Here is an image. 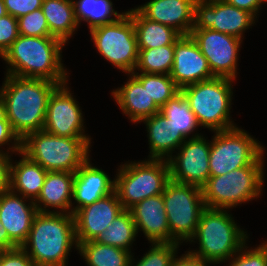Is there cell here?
Wrapping results in <instances>:
<instances>
[{"label":"cell","mask_w":267,"mask_h":266,"mask_svg":"<svg viewBox=\"0 0 267 266\" xmlns=\"http://www.w3.org/2000/svg\"><path fill=\"white\" fill-rule=\"evenodd\" d=\"M77 249L86 259L89 266H129L131 255L129 251L102 244L96 240L77 243Z\"/></svg>","instance_id":"obj_28"},{"label":"cell","mask_w":267,"mask_h":266,"mask_svg":"<svg viewBox=\"0 0 267 266\" xmlns=\"http://www.w3.org/2000/svg\"><path fill=\"white\" fill-rule=\"evenodd\" d=\"M170 180L169 164L164 159L126 164L121 167L114 190L124 209L129 210L136 203L148 197L163 194Z\"/></svg>","instance_id":"obj_8"},{"label":"cell","mask_w":267,"mask_h":266,"mask_svg":"<svg viewBox=\"0 0 267 266\" xmlns=\"http://www.w3.org/2000/svg\"><path fill=\"white\" fill-rule=\"evenodd\" d=\"M17 18L9 14L0 17V55L1 57L18 38Z\"/></svg>","instance_id":"obj_36"},{"label":"cell","mask_w":267,"mask_h":266,"mask_svg":"<svg viewBox=\"0 0 267 266\" xmlns=\"http://www.w3.org/2000/svg\"><path fill=\"white\" fill-rule=\"evenodd\" d=\"M0 266H34L22 247L0 251Z\"/></svg>","instance_id":"obj_39"},{"label":"cell","mask_w":267,"mask_h":266,"mask_svg":"<svg viewBox=\"0 0 267 266\" xmlns=\"http://www.w3.org/2000/svg\"><path fill=\"white\" fill-rule=\"evenodd\" d=\"M115 190L73 213L77 243L96 240L124 211Z\"/></svg>","instance_id":"obj_16"},{"label":"cell","mask_w":267,"mask_h":266,"mask_svg":"<svg viewBox=\"0 0 267 266\" xmlns=\"http://www.w3.org/2000/svg\"><path fill=\"white\" fill-rule=\"evenodd\" d=\"M129 210L135 222L137 233L141 229L153 244L171 243L163 194L148 197L136 203Z\"/></svg>","instance_id":"obj_20"},{"label":"cell","mask_w":267,"mask_h":266,"mask_svg":"<svg viewBox=\"0 0 267 266\" xmlns=\"http://www.w3.org/2000/svg\"><path fill=\"white\" fill-rule=\"evenodd\" d=\"M137 234L135 222L130 210L120 213L96 241L129 251L131 242Z\"/></svg>","instance_id":"obj_29"},{"label":"cell","mask_w":267,"mask_h":266,"mask_svg":"<svg viewBox=\"0 0 267 266\" xmlns=\"http://www.w3.org/2000/svg\"><path fill=\"white\" fill-rule=\"evenodd\" d=\"M24 202L10 189L0 193V222L16 247L24 245L38 213L35 202L32 201L30 206Z\"/></svg>","instance_id":"obj_18"},{"label":"cell","mask_w":267,"mask_h":266,"mask_svg":"<svg viewBox=\"0 0 267 266\" xmlns=\"http://www.w3.org/2000/svg\"><path fill=\"white\" fill-rule=\"evenodd\" d=\"M231 262L230 266H267V244L245 251Z\"/></svg>","instance_id":"obj_37"},{"label":"cell","mask_w":267,"mask_h":266,"mask_svg":"<svg viewBox=\"0 0 267 266\" xmlns=\"http://www.w3.org/2000/svg\"><path fill=\"white\" fill-rule=\"evenodd\" d=\"M174 63V45H166L151 49H138L136 68L142 73H171Z\"/></svg>","instance_id":"obj_32"},{"label":"cell","mask_w":267,"mask_h":266,"mask_svg":"<svg viewBox=\"0 0 267 266\" xmlns=\"http://www.w3.org/2000/svg\"><path fill=\"white\" fill-rule=\"evenodd\" d=\"M190 35L207 59L215 77L236 78L237 52L241 39L213 29H192Z\"/></svg>","instance_id":"obj_12"},{"label":"cell","mask_w":267,"mask_h":266,"mask_svg":"<svg viewBox=\"0 0 267 266\" xmlns=\"http://www.w3.org/2000/svg\"><path fill=\"white\" fill-rule=\"evenodd\" d=\"M7 14L15 18L41 8L43 0H3Z\"/></svg>","instance_id":"obj_38"},{"label":"cell","mask_w":267,"mask_h":266,"mask_svg":"<svg viewBox=\"0 0 267 266\" xmlns=\"http://www.w3.org/2000/svg\"><path fill=\"white\" fill-rule=\"evenodd\" d=\"M134 73L122 88L116 89L112 94L131 121L139 122L160 112V107L148 93V73Z\"/></svg>","instance_id":"obj_19"},{"label":"cell","mask_w":267,"mask_h":266,"mask_svg":"<svg viewBox=\"0 0 267 266\" xmlns=\"http://www.w3.org/2000/svg\"><path fill=\"white\" fill-rule=\"evenodd\" d=\"M180 92L170 75L148 73V93L160 108Z\"/></svg>","instance_id":"obj_33"},{"label":"cell","mask_w":267,"mask_h":266,"mask_svg":"<svg viewBox=\"0 0 267 266\" xmlns=\"http://www.w3.org/2000/svg\"><path fill=\"white\" fill-rule=\"evenodd\" d=\"M169 75L180 89L215 77L191 35H181L175 42L174 63Z\"/></svg>","instance_id":"obj_17"},{"label":"cell","mask_w":267,"mask_h":266,"mask_svg":"<svg viewBox=\"0 0 267 266\" xmlns=\"http://www.w3.org/2000/svg\"><path fill=\"white\" fill-rule=\"evenodd\" d=\"M138 49L175 45L181 34L174 28L147 19L137 8L131 10Z\"/></svg>","instance_id":"obj_25"},{"label":"cell","mask_w":267,"mask_h":266,"mask_svg":"<svg viewBox=\"0 0 267 266\" xmlns=\"http://www.w3.org/2000/svg\"><path fill=\"white\" fill-rule=\"evenodd\" d=\"M182 144L180 154L174 158L170 155L167 159L170 179L201 188L210 177V144L199 135Z\"/></svg>","instance_id":"obj_14"},{"label":"cell","mask_w":267,"mask_h":266,"mask_svg":"<svg viewBox=\"0 0 267 266\" xmlns=\"http://www.w3.org/2000/svg\"><path fill=\"white\" fill-rule=\"evenodd\" d=\"M69 213V214H68ZM38 212L22 248L34 266H65L72 244L77 245L74 217L71 212ZM31 244V253L27 245Z\"/></svg>","instance_id":"obj_3"},{"label":"cell","mask_w":267,"mask_h":266,"mask_svg":"<svg viewBox=\"0 0 267 266\" xmlns=\"http://www.w3.org/2000/svg\"><path fill=\"white\" fill-rule=\"evenodd\" d=\"M179 243H154L136 266H171ZM129 266H132V259Z\"/></svg>","instance_id":"obj_35"},{"label":"cell","mask_w":267,"mask_h":266,"mask_svg":"<svg viewBox=\"0 0 267 266\" xmlns=\"http://www.w3.org/2000/svg\"><path fill=\"white\" fill-rule=\"evenodd\" d=\"M196 0H151L137 9L152 21L170 26L181 35H190Z\"/></svg>","instance_id":"obj_21"},{"label":"cell","mask_w":267,"mask_h":266,"mask_svg":"<svg viewBox=\"0 0 267 266\" xmlns=\"http://www.w3.org/2000/svg\"><path fill=\"white\" fill-rule=\"evenodd\" d=\"M88 161L75 172L72 197L78 205L74 210L71 209L72 214L114 191L115 181H111L104 171L93 167Z\"/></svg>","instance_id":"obj_22"},{"label":"cell","mask_w":267,"mask_h":266,"mask_svg":"<svg viewBox=\"0 0 267 266\" xmlns=\"http://www.w3.org/2000/svg\"><path fill=\"white\" fill-rule=\"evenodd\" d=\"M65 84L50 95L43 130L61 137H87L83 135L82 113Z\"/></svg>","instance_id":"obj_15"},{"label":"cell","mask_w":267,"mask_h":266,"mask_svg":"<svg viewBox=\"0 0 267 266\" xmlns=\"http://www.w3.org/2000/svg\"><path fill=\"white\" fill-rule=\"evenodd\" d=\"M73 4L78 24L80 20L86 21L90 29L115 22L124 15L114 11L110 0H79L78 2L73 0ZM112 14L116 19L110 18Z\"/></svg>","instance_id":"obj_30"},{"label":"cell","mask_w":267,"mask_h":266,"mask_svg":"<svg viewBox=\"0 0 267 266\" xmlns=\"http://www.w3.org/2000/svg\"><path fill=\"white\" fill-rule=\"evenodd\" d=\"M263 148L237 127L216 131L210 143V176H221L246 166H263Z\"/></svg>","instance_id":"obj_10"},{"label":"cell","mask_w":267,"mask_h":266,"mask_svg":"<svg viewBox=\"0 0 267 266\" xmlns=\"http://www.w3.org/2000/svg\"><path fill=\"white\" fill-rule=\"evenodd\" d=\"M6 118L7 114H6L5 104L2 97L0 96V121L5 120Z\"/></svg>","instance_id":"obj_45"},{"label":"cell","mask_w":267,"mask_h":266,"mask_svg":"<svg viewBox=\"0 0 267 266\" xmlns=\"http://www.w3.org/2000/svg\"><path fill=\"white\" fill-rule=\"evenodd\" d=\"M89 146V137H61L42 130L21 141V152L48 172H76L89 159Z\"/></svg>","instance_id":"obj_4"},{"label":"cell","mask_w":267,"mask_h":266,"mask_svg":"<svg viewBox=\"0 0 267 266\" xmlns=\"http://www.w3.org/2000/svg\"><path fill=\"white\" fill-rule=\"evenodd\" d=\"M206 263L208 262L193 255L190 251L179 259L174 258L171 266H206Z\"/></svg>","instance_id":"obj_43"},{"label":"cell","mask_w":267,"mask_h":266,"mask_svg":"<svg viewBox=\"0 0 267 266\" xmlns=\"http://www.w3.org/2000/svg\"><path fill=\"white\" fill-rule=\"evenodd\" d=\"M65 44L53 37L19 35L2 58L12 67L7 75L66 83L60 51Z\"/></svg>","instance_id":"obj_2"},{"label":"cell","mask_w":267,"mask_h":266,"mask_svg":"<svg viewBox=\"0 0 267 266\" xmlns=\"http://www.w3.org/2000/svg\"><path fill=\"white\" fill-rule=\"evenodd\" d=\"M160 113L167 118V123L180 131L185 138L199 125L182 92L168 100L160 108Z\"/></svg>","instance_id":"obj_31"},{"label":"cell","mask_w":267,"mask_h":266,"mask_svg":"<svg viewBox=\"0 0 267 266\" xmlns=\"http://www.w3.org/2000/svg\"><path fill=\"white\" fill-rule=\"evenodd\" d=\"M23 158L15 166L10 162L9 189H15L24 198H34L35 200L41 193L47 172L41 165L31 161L22 152ZM14 190V191H13Z\"/></svg>","instance_id":"obj_26"},{"label":"cell","mask_w":267,"mask_h":266,"mask_svg":"<svg viewBox=\"0 0 267 266\" xmlns=\"http://www.w3.org/2000/svg\"><path fill=\"white\" fill-rule=\"evenodd\" d=\"M75 172H47L40 195L35 201L38 212H49L46 207H56L68 211L72 206L71 195H73ZM43 203L42 208L36 201Z\"/></svg>","instance_id":"obj_23"},{"label":"cell","mask_w":267,"mask_h":266,"mask_svg":"<svg viewBox=\"0 0 267 266\" xmlns=\"http://www.w3.org/2000/svg\"><path fill=\"white\" fill-rule=\"evenodd\" d=\"M99 53L123 72L133 73L138 59L137 37L131 10L115 22L90 29Z\"/></svg>","instance_id":"obj_11"},{"label":"cell","mask_w":267,"mask_h":266,"mask_svg":"<svg viewBox=\"0 0 267 266\" xmlns=\"http://www.w3.org/2000/svg\"><path fill=\"white\" fill-rule=\"evenodd\" d=\"M0 152V193L9 190L10 158Z\"/></svg>","instance_id":"obj_41"},{"label":"cell","mask_w":267,"mask_h":266,"mask_svg":"<svg viewBox=\"0 0 267 266\" xmlns=\"http://www.w3.org/2000/svg\"><path fill=\"white\" fill-rule=\"evenodd\" d=\"M5 15H7V11H6L3 0H0V17H3Z\"/></svg>","instance_id":"obj_46"},{"label":"cell","mask_w":267,"mask_h":266,"mask_svg":"<svg viewBox=\"0 0 267 266\" xmlns=\"http://www.w3.org/2000/svg\"><path fill=\"white\" fill-rule=\"evenodd\" d=\"M232 79L214 77L181 89L199 125L214 131L235 128L229 120Z\"/></svg>","instance_id":"obj_6"},{"label":"cell","mask_w":267,"mask_h":266,"mask_svg":"<svg viewBox=\"0 0 267 266\" xmlns=\"http://www.w3.org/2000/svg\"><path fill=\"white\" fill-rule=\"evenodd\" d=\"M230 5L234 7L246 10L256 16V12L260 8V5L266 0H225Z\"/></svg>","instance_id":"obj_42"},{"label":"cell","mask_w":267,"mask_h":266,"mask_svg":"<svg viewBox=\"0 0 267 266\" xmlns=\"http://www.w3.org/2000/svg\"><path fill=\"white\" fill-rule=\"evenodd\" d=\"M14 139L15 146L12 147L15 150L21 152V140L19 137L13 132L9 120L6 118L5 120L0 121V146L7 143L8 141Z\"/></svg>","instance_id":"obj_40"},{"label":"cell","mask_w":267,"mask_h":266,"mask_svg":"<svg viewBox=\"0 0 267 266\" xmlns=\"http://www.w3.org/2000/svg\"><path fill=\"white\" fill-rule=\"evenodd\" d=\"M194 238L199 240L200 249L191 253L208 263H219L241 252L247 236L224 209L205 208Z\"/></svg>","instance_id":"obj_5"},{"label":"cell","mask_w":267,"mask_h":266,"mask_svg":"<svg viewBox=\"0 0 267 266\" xmlns=\"http://www.w3.org/2000/svg\"><path fill=\"white\" fill-rule=\"evenodd\" d=\"M196 1L207 2L208 0H196ZM213 1H220V0H209L208 2H213Z\"/></svg>","instance_id":"obj_47"},{"label":"cell","mask_w":267,"mask_h":266,"mask_svg":"<svg viewBox=\"0 0 267 266\" xmlns=\"http://www.w3.org/2000/svg\"><path fill=\"white\" fill-rule=\"evenodd\" d=\"M254 15L234 7L225 0L196 1L192 29H213L241 39L242 32L253 24Z\"/></svg>","instance_id":"obj_13"},{"label":"cell","mask_w":267,"mask_h":266,"mask_svg":"<svg viewBox=\"0 0 267 266\" xmlns=\"http://www.w3.org/2000/svg\"><path fill=\"white\" fill-rule=\"evenodd\" d=\"M142 121H145L149 132L151 159H163L166 154L169 156L173 149L186 141L182 133L167 123V118L160 112Z\"/></svg>","instance_id":"obj_24"},{"label":"cell","mask_w":267,"mask_h":266,"mask_svg":"<svg viewBox=\"0 0 267 266\" xmlns=\"http://www.w3.org/2000/svg\"><path fill=\"white\" fill-rule=\"evenodd\" d=\"M263 166H246L221 176H210L201 187L206 208H231L260 195Z\"/></svg>","instance_id":"obj_7"},{"label":"cell","mask_w":267,"mask_h":266,"mask_svg":"<svg viewBox=\"0 0 267 266\" xmlns=\"http://www.w3.org/2000/svg\"><path fill=\"white\" fill-rule=\"evenodd\" d=\"M6 76L0 96L11 128L22 141L28 134L43 130L49 97L59 84L44 79Z\"/></svg>","instance_id":"obj_1"},{"label":"cell","mask_w":267,"mask_h":266,"mask_svg":"<svg viewBox=\"0 0 267 266\" xmlns=\"http://www.w3.org/2000/svg\"><path fill=\"white\" fill-rule=\"evenodd\" d=\"M19 35L32 37L51 36L46 17L41 8L17 19Z\"/></svg>","instance_id":"obj_34"},{"label":"cell","mask_w":267,"mask_h":266,"mask_svg":"<svg viewBox=\"0 0 267 266\" xmlns=\"http://www.w3.org/2000/svg\"><path fill=\"white\" fill-rule=\"evenodd\" d=\"M41 10L46 17L51 36L65 44L79 25L73 0H43Z\"/></svg>","instance_id":"obj_27"},{"label":"cell","mask_w":267,"mask_h":266,"mask_svg":"<svg viewBox=\"0 0 267 266\" xmlns=\"http://www.w3.org/2000/svg\"><path fill=\"white\" fill-rule=\"evenodd\" d=\"M163 199L171 243L190 241L196 232L200 215L206 208L202 189L170 179L165 185Z\"/></svg>","instance_id":"obj_9"},{"label":"cell","mask_w":267,"mask_h":266,"mask_svg":"<svg viewBox=\"0 0 267 266\" xmlns=\"http://www.w3.org/2000/svg\"><path fill=\"white\" fill-rule=\"evenodd\" d=\"M14 248H16V246L10 241L7 230L0 222V251Z\"/></svg>","instance_id":"obj_44"}]
</instances>
